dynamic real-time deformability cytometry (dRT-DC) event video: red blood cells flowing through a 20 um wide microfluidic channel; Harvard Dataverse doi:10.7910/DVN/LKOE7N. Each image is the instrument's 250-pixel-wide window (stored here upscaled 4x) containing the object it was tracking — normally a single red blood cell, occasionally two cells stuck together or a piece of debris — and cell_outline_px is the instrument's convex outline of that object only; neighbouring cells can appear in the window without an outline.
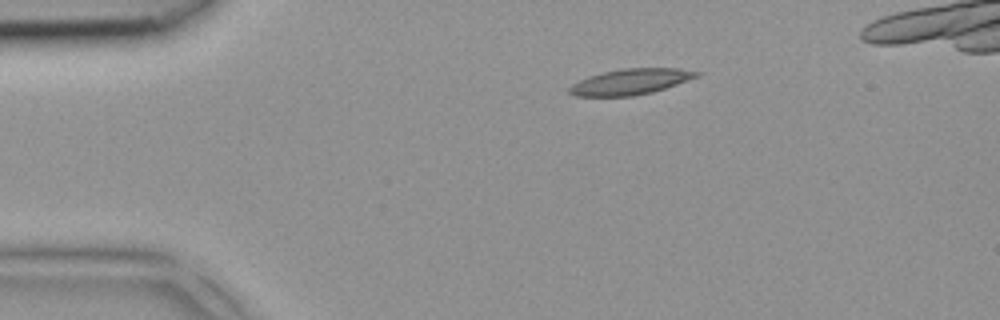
{"species": "common noctule bat (a hibernating species)", "species_latin": "Nyctalus noctula", "temperature_condition": "room temperature", "stored_images_in_passage": 3, "camera_frame_rate_fps": 3000, "um_per_image_px": 0.085, "animal": {"sex": "female", "body_mass_g": 18.4}, "frame": {"image": 1, "passage_image": 1, "time_ms": 0.0, "image_size_px": [1000, 320], "cell_outline_px": [[704, 72], [700, 76], [652, 92], [632, 96], [576, 96], [568, 92], [568, 88], [572, 84], [588, 76], [620, 68], [680, 68]], "centroid_in_image_um": [53.62, 6.93], "position_along_channel_um": 31.4, "area_um2": 19.13}}